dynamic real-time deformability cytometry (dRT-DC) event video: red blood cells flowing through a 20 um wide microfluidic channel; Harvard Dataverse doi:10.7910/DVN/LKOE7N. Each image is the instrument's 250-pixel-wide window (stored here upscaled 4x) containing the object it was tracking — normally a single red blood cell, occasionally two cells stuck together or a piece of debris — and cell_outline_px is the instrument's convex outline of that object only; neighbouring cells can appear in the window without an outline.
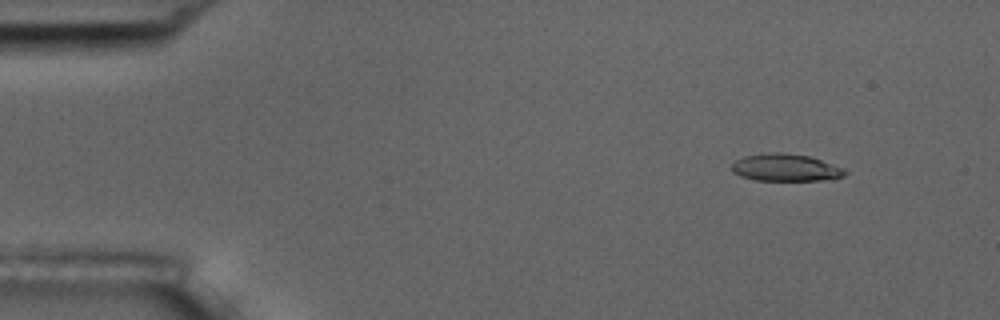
{"species": "common noctule bat (a hibernating species)", "species_latin": "Nyctalus noctula", "temperature_condition": "room temperature", "stored_images_in_passage": 4, "camera_frame_rate_fps": 3000, "um_per_image_px": 0.085, "animal": {"sex": "male", "body_mass_g": 17.5, "forearm_length_mm": 52.3}, "frame": {"image": 1, "passage_image": 1, "time_ms": 0.0, "image_size_px": [1000, 320], "cell_outline_px": [[848, 172], [844, 176], [820, 180], [756, 180], [740, 176], [732, 172], [732, 164], [736, 160], [744, 156], [772, 152], [780, 152], [808, 156], [844, 168]], "centroid_in_image_um": [66.75, 14.24], "position_along_channel_um": 18.2, "area_um2": 17.8}}
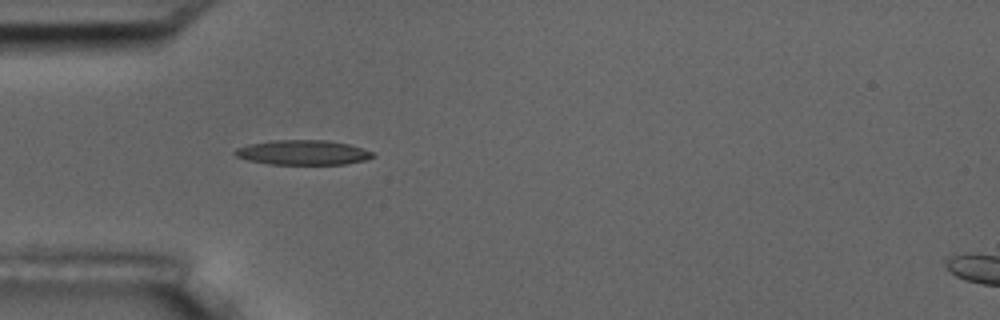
{"frame": {"image": 2, "passage_image": 4, "time_ms": 1.0, "image_size_px": [1000, 320], "cell_outline_px": [[376, 156], [364, 160], [344, 164], [268, 164], [248, 160], [236, 156], [232, 152], [236, 148], [248, 144], [272, 140], [328, 140], [348, 144], [372, 152]], "centroid_in_image_um": [25.7, 12.96], "position_along_channel_um": 59.3, "area_um2": 19.83}}